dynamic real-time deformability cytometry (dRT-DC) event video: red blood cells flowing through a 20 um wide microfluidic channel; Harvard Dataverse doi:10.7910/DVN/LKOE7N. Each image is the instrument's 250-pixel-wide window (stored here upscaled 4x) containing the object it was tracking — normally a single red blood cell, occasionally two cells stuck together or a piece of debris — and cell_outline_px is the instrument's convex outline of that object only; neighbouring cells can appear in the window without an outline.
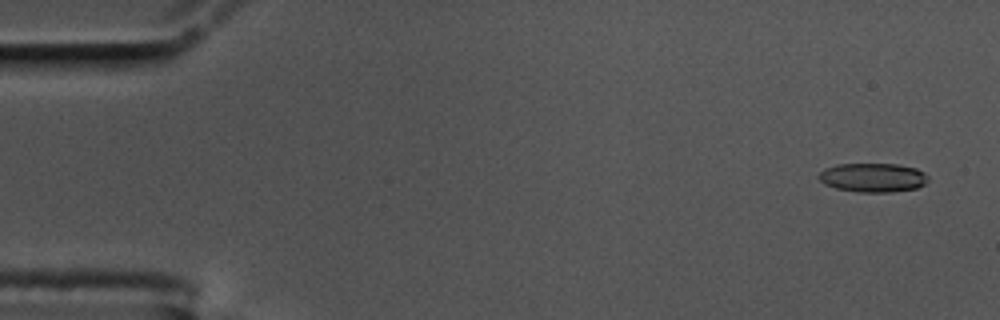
{"species": "common noctule bat (a hibernating species)", "species_latin": "Nyctalus noctula", "temperature_condition": "cold", "stored_images_in_passage": 58, "camera_frame_rate_fps": 3000, "um_per_image_px": 0.085, "animal": {"sex": "male", "body_mass_g": 17.5, "forearm_length_mm": 52.3}, "frame": {"image": 1, "passage_image": 3, "time_ms": 0.667, "image_size_px": [1000, 320], "cell_outline_px": [[928, 180], [924, 184], [916, 188], [892, 192], [856, 192], [836, 188], [824, 184], [820, 180], [820, 172], [824, 168], [836, 164], [896, 164], [916, 168], [924, 172], [928, 176]], "centroid_in_image_um": [74.2, 15.09], "position_along_channel_um": 10.8, "area_um2": 18.5}}
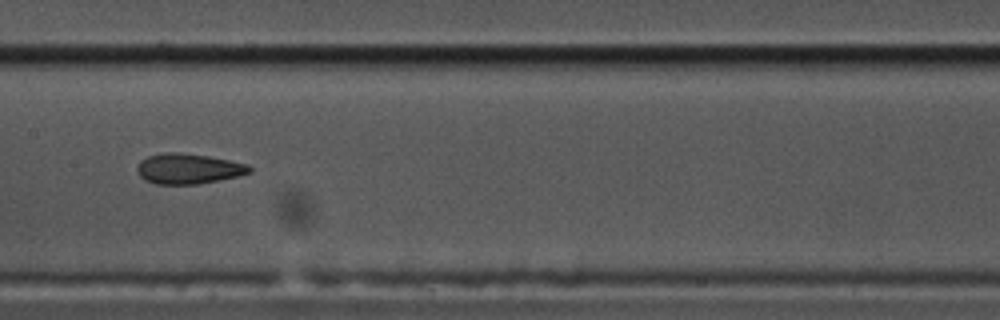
{"frame": {"image": 2, "passage_image": 29, "time_ms": 9.333, "image_size_px": [1000, 320], "cell_outline_px": [[252, 172], [236, 176], [196, 184], [156, 184], [144, 180], [136, 172], [136, 168], [140, 160], [148, 156], [164, 152], [180, 152], [208, 156], [248, 164], [252, 168]], "centroid_in_image_um": [15.96, 14.33], "position_along_channel_um": 191.4, "area_um2": 19.83}}
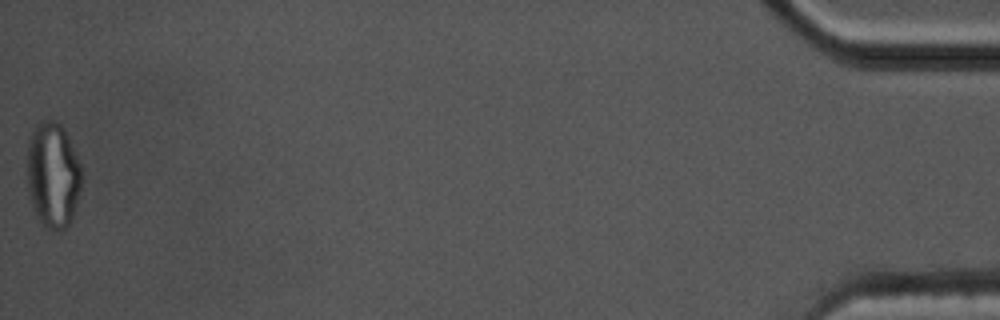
{"frame": {"image": 3, "passage_image": 58, "time_ms": 19.0, "image_size_px": [1000, 320], "cell_outline_px": [[80, 188], [76, 204], [72, 216], [68, 224], [60, 232], [44, 228], [36, 216], [28, 196], [28, 140], [36, 124], [40, 120], [56, 120], [64, 128], [80, 164]], "centroid_in_image_um": [4.47, 14.88], "position_along_channel_um": 430.7, "area_um2": 33.52}, "authors_computed_cell_mechanics": {"area_um2": 19.8254, "velocity_mm_per_s": 3.4901, "shape_relaxation_time_tau1_ms": null, "shape_relaxation_time_tau2_ms": 2.3921, "deformation_change_tau1": null, "deformation_change_tau2": 0.0951}}